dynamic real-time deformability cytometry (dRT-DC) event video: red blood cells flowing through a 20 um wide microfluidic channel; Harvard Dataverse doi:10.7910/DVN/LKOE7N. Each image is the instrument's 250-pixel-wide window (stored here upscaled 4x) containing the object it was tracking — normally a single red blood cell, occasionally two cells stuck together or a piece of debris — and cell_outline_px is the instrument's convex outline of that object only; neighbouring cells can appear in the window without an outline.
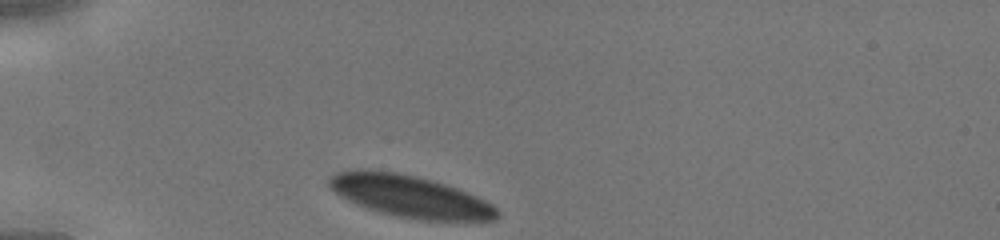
{"species": "human", "species_latin": "Homo sapiens", "temperature_condition": "cold", "stored_images_in_passage": 26, "camera_frame_rate_fps": 3000, "um_per_image_px": 0.085, "donor": {"sex": "male"}, "frame": {"image": 1, "passage_image": 1, "time_ms": 0.0, "image_size_px": [1000, 240], "cell_outline_px": [[500, 216], [496, 220], [420, 220], [396, 216], [380, 212], [368, 208], [348, 200], [340, 196], [328, 184], [328, 176], [336, 172], [348, 168], [364, 168], [396, 172], [416, 176], [432, 180], [456, 188], [476, 196], [492, 204], [500, 212]], "centroid_in_image_um": [34.8, 16.66], "position_along_channel_um": 50.2, "area_um2": 41.21}}
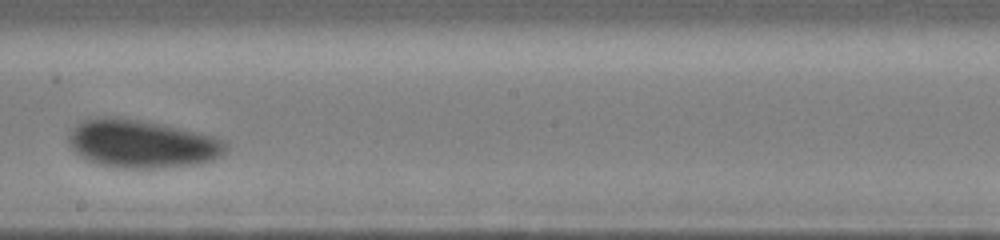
{"frame": {"image": 2, "passage_image": 15, "time_ms": 4.667, "image_size_px": [1000, 240], "cell_outline_px": [[228, 148], [220, 156], [212, 160], [192, 164], [160, 168], [116, 168], [96, 164], [80, 156], [68, 144], [68, 136], [72, 128], [76, 124], [84, 120], [116, 116], [196, 132], [212, 136], [224, 140], [228, 144]], "centroid_in_image_um": [12.02, 12.25], "position_along_channel_um": 236.2, "area_um2": 43.58}}
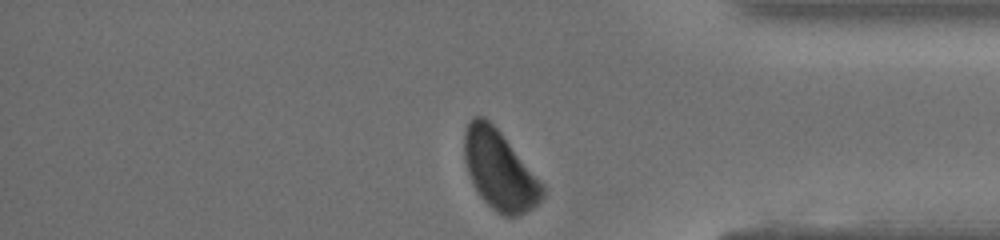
{"frame": {"image": 3, "passage_image": 26, "time_ms": 8.333, "image_size_px": [1000, 240], "cell_outline_px": [[544, 196], [532, 208], [516, 216], [504, 216], [492, 208], [480, 196], [468, 172], [464, 156], [464, 132], [468, 120], [472, 116], [484, 116], [500, 132], [544, 184]], "centroid_in_image_um": [42.45, 14.44], "position_along_channel_um": 392.8, "area_um2": 35.66}}